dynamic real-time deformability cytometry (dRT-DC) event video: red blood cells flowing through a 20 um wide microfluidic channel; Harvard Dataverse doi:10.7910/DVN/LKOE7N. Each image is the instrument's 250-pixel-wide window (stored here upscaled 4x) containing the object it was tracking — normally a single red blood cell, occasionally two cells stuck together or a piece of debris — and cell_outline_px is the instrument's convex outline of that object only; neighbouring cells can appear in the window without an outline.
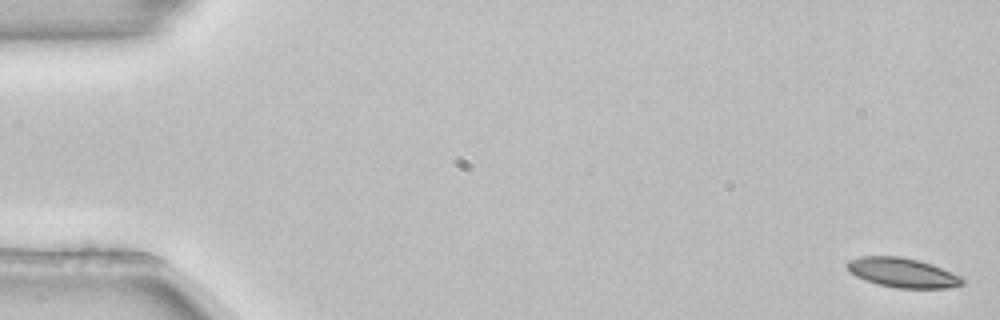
{"species": "common noctule bat (a hibernating species)", "species_latin": "Nyctalus noctula", "temperature_condition": "room temperature", "stored_images_in_passage": 5, "camera_frame_rate_fps": 3000, "um_per_image_px": 0.085, "animal": {"sex": "female", "body_mass_g": 22.7, "forearm_length_mm": 54.2}, "frame": {"image": 1, "passage_image": 1, "time_ms": 0.0, "image_size_px": [1000, 320], "cell_outline_px": [[964, 284], [948, 288], [896, 288], [876, 284], [864, 280], [856, 276], [844, 264], [848, 260], [860, 256], [900, 256], [920, 260], [932, 264], [952, 272], [960, 276], [964, 280]], "centroid_in_image_um": [76.7, 23.17], "position_along_channel_um": 8.3, "area_um2": 20.0}}
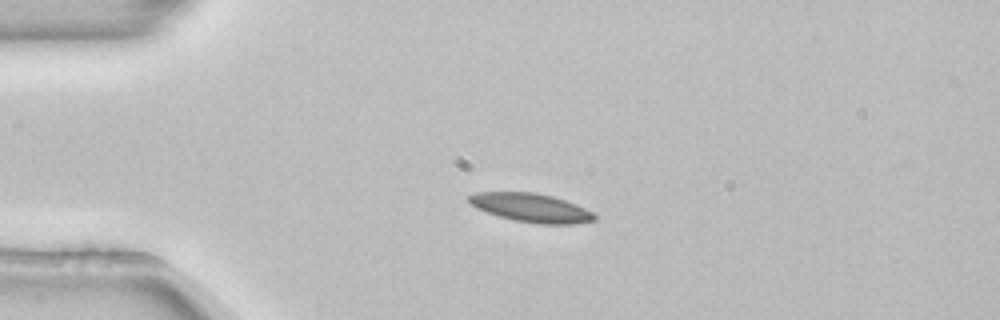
{"frame": {"image": 2, "passage_image": 4, "time_ms": 1.0, "image_size_px": [1000, 320], "cell_outline_px": [[596, 220], [576, 224], [540, 224], [512, 220], [476, 208], [468, 200], [468, 196], [476, 192], [536, 192], [552, 196], [576, 204], [592, 212], [596, 216]], "centroid_in_image_um": [45.16, 17.66], "position_along_channel_um": 39.8, "area_um2": 20.92}}
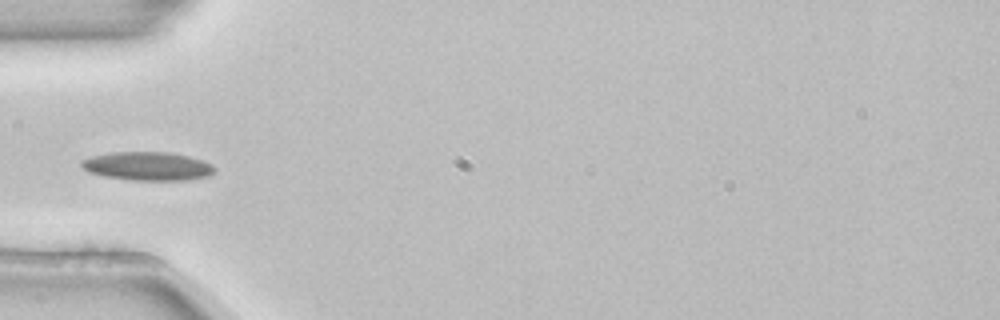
{"frame": {"image": 3, "passage_image": 5, "time_ms": 1.333, "image_size_px": [1000, 320], "cell_outline_px": [[216, 172], [208, 176], [188, 180], [132, 180], [104, 176], [88, 172], [80, 164], [80, 160], [92, 156], [108, 152], [168, 152], [188, 156], [212, 164], [216, 168]], "centroid_in_image_um": [12.54, 14.12], "position_along_channel_um": 72.5, "area_um2": 22.25}}